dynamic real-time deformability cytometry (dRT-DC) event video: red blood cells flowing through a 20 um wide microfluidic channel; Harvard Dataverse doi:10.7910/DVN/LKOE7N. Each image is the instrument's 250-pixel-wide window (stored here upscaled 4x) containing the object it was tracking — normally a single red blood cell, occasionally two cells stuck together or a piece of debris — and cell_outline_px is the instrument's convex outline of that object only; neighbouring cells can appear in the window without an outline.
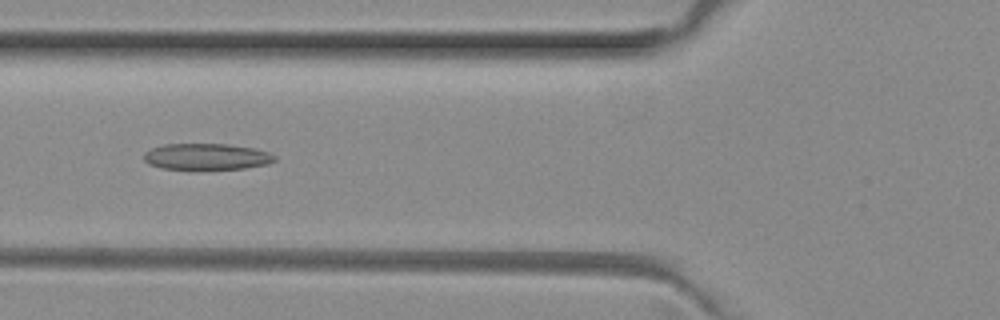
{"species": "common noctule bat (a hibernating species)", "species_latin": "Nyctalus noctula", "temperature_condition": "room temperature", "stored_images_in_passage": 3, "camera_frame_rate_fps": 3000, "um_per_image_px": 0.085, "animal": {"sex": "female", "body_mass_g": 29.2, "forearm_length_mm": 56.3}, "frame": {"image": 1, "passage_image": 3, "time_ms": 0.667, "image_size_px": [1000, 320], "cell_outline_px": [[276, 160], [268, 164], [244, 168], [160, 168], [148, 164], [144, 160], [144, 152], [152, 148], [164, 144], [228, 144], [256, 148], [268, 152], [276, 156]], "centroid_in_image_um": [17.57, 13.29], "position_along_channel_um": 108.2, "area_um2": 19.83}}